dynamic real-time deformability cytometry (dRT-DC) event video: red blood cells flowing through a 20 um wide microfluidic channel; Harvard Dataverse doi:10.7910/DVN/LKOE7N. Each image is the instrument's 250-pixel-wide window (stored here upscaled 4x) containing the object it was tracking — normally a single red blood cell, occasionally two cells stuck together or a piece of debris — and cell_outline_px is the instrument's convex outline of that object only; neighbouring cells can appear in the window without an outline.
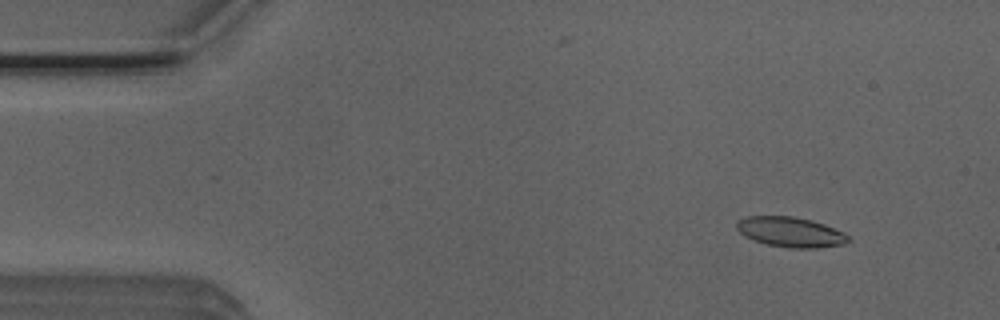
{"species": "Egyptian fruit bat (a non-hibernating species)", "species_latin": "Rousettus aegyptiacus", "temperature_condition": "room temperature", "stored_images_in_passage": 51, "camera_frame_rate_fps": 3000, "um_per_image_px": 0.085, "animal": {"sex": "male"}, "frame": {"image": 1, "passage_image": 5, "time_ms": 1.333, "image_size_px": [1000, 320], "cell_outline_px": [[852, 240], [844, 244], [816, 248], [788, 248], [768, 244], [752, 240], [744, 236], [736, 228], [736, 220], [748, 216], [792, 216], [812, 220], [824, 224], [844, 232]], "centroid_in_image_um": [67.19, 19.72], "position_along_channel_um": 17.8, "area_um2": 19.71}}
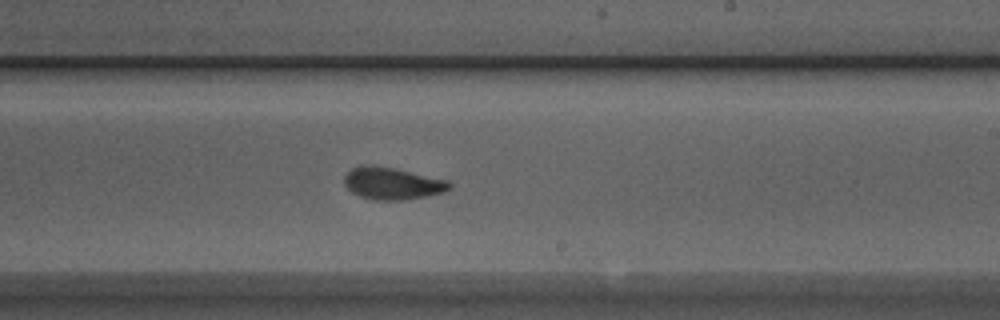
{"frame": {"image": 2, "passage_image": 30, "time_ms": 9.667, "image_size_px": [1000, 320], "cell_outline_px": [[452, 188], [444, 192], [428, 196], [404, 200], [372, 200], [360, 196], [352, 192], [344, 184], [344, 176], [352, 168], [360, 164], [376, 164], [448, 180], [452, 184]], "centroid_in_image_um": [33.34, 15.58], "position_along_channel_um": 255.7, "area_um2": 20.0}}
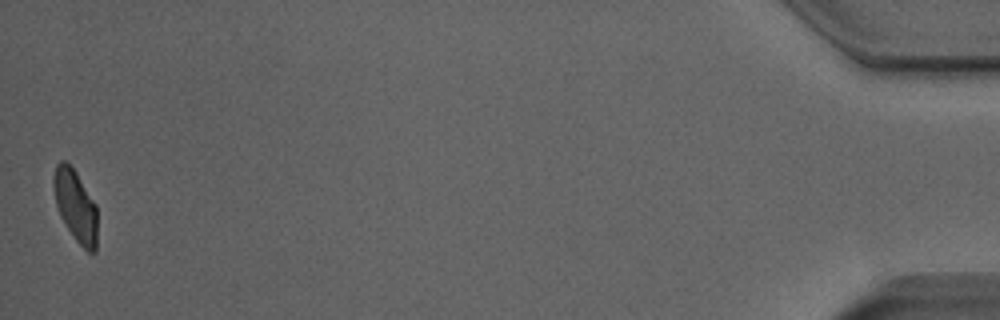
{"frame": {"image": 3, "passage_image": 51, "time_ms": 16.667, "image_size_px": [1000, 320], "cell_outline_px": [[96, 252], [88, 252], [76, 240], [60, 216], [56, 204], [52, 184], [52, 180], [56, 164], [60, 160], [64, 160], [76, 172], [96, 204]], "centroid_in_image_um": [6.4, 17.46], "position_along_channel_um": 428.8, "area_um2": 18.09}, "authors_computed_cell_mechanics": {"area_um2": 19.5364, "velocity_mm_per_s": 3.928, "shape_relaxation_time_tau1_ms": 4.7545, "shape_relaxation_time_tau2_ms": 1.2822, "deformation_change_tau1": 0.1353, "deformation_change_tau2": 0.0756}}